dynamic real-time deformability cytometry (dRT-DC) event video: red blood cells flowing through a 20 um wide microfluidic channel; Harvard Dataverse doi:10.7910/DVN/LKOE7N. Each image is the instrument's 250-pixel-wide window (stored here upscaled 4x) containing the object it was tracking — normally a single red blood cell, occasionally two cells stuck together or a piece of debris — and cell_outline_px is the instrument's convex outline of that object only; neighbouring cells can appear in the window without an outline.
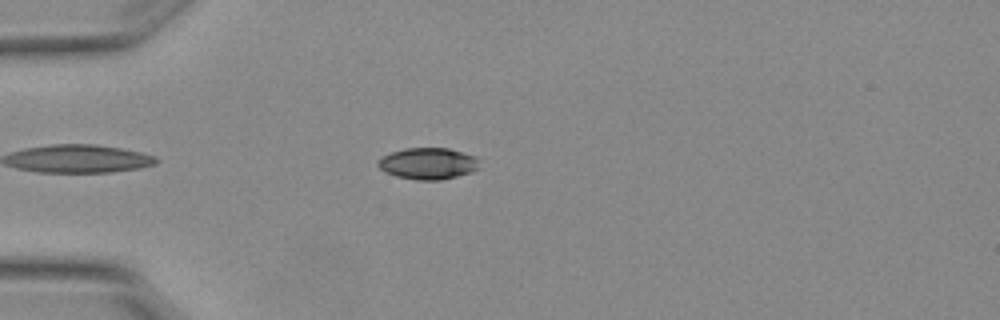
{"species": "Egyptian fruit bat (a non-hibernating species)", "species_latin": "Rousettus aegyptiacus", "temperature_condition": "warm", "stored_images_in_passage": 1, "camera_frame_rate_fps": 3000, "um_per_image_px": 0.085, "animal": {"sex": "female"}, "frame": {"image": 1, "passage_image": 1, "time_ms": 0.0, "image_size_px": [1000, 320], "cell_outline_px": [[480, 168], [472, 172], [440, 180], [416, 180], [396, 176], [384, 172], [376, 164], [384, 156], [392, 152], [404, 148], [448, 148], [476, 156], [480, 160]], "centroid_in_image_um": [36.42, 13.9], "position_along_channel_um": 48.6, "area_um2": 18.73}}